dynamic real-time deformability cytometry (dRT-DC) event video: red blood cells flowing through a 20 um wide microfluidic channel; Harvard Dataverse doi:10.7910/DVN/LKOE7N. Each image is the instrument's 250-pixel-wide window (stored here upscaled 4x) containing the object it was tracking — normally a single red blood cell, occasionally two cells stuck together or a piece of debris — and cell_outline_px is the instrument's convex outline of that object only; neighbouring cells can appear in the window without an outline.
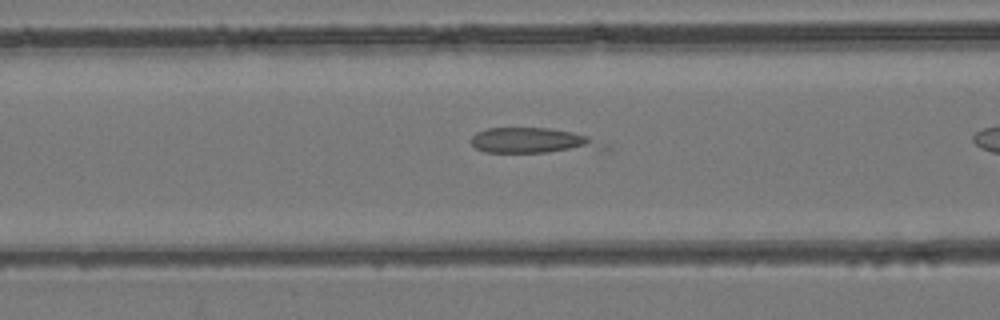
{"species": "common noctule bat (a hibernating species)", "species_latin": "Nyctalus noctula", "temperature_condition": "room temperature", "stored_images_in_passage": 30, "camera_frame_rate_fps": 3000, "um_per_image_px": 0.085, "animal": {"sex": "female", "body_mass_g": 24.6, "forearm_length_mm": 56.2}, "frame": {"image": 1, "passage_image": 11, "time_ms": 3.333, "image_size_px": [1000, 320], "cell_outline_px": [[612, 148], [548, 152], [484, 152], [476, 148], [472, 144], [472, 136], [476, 132], [488, 128], [548, 128], [572, 132], [588, 136], [608, 144]], "centroid_in_image_um": [45.32, 11.95], "position_along_channel_um": 121.3, "area_um2": 19.42}}
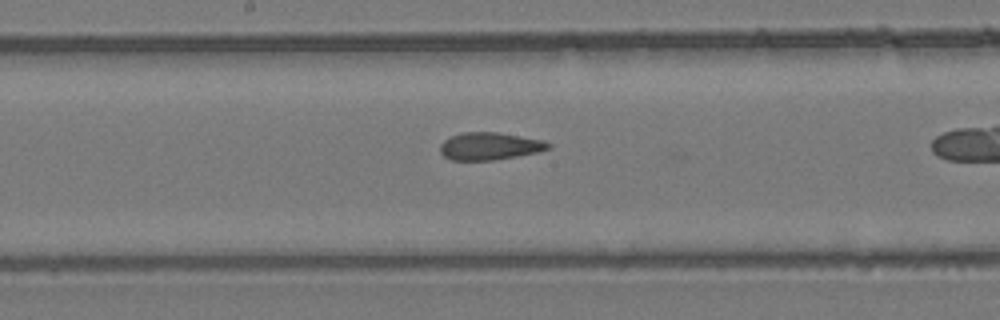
{"frame": {"image": 2, "passage_image": 17, "time_ms": 5.333, "image_size_px": [1000, 320], "cell_outline_px": [[552, 148], [540, 152], [496, 160], [452, 160], [444, 156], [440, 152], [440, 144], [444, 140], [452, 136], [464, 132], [496, 132], [544, 140], [552, 144]], "centroid_in_image_um": [41.67, 12.43], "position_along_channel_um": 206.5, "area_um2": 17.46}}
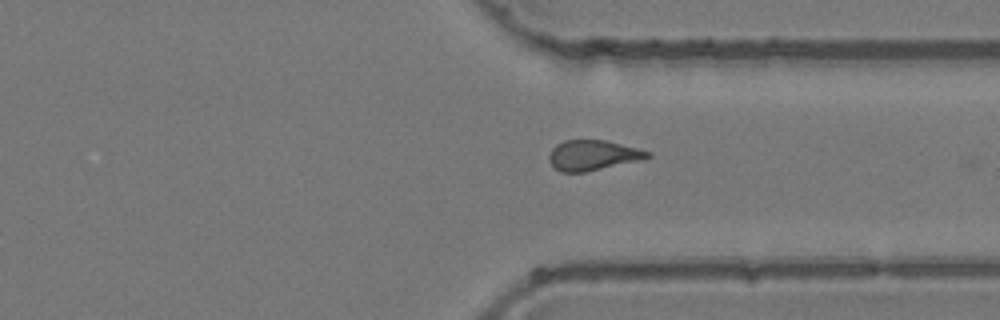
{"frame": {"image": 3, "passage_image": 28, "time_ms": 9.0, "image_size_px": [1000, 320], "cell_outline_px": [[652, 156], [640, 160], [584, 172], [560, 172], [548, 160], [548, 156], [552, 148], [556, 144], [564, 140], [604, 140], [652, 152]], "centroid_in_image_um": [50.37, 13.19], "position_along_channel_um": 361.0, "area_um2": 17.17}}